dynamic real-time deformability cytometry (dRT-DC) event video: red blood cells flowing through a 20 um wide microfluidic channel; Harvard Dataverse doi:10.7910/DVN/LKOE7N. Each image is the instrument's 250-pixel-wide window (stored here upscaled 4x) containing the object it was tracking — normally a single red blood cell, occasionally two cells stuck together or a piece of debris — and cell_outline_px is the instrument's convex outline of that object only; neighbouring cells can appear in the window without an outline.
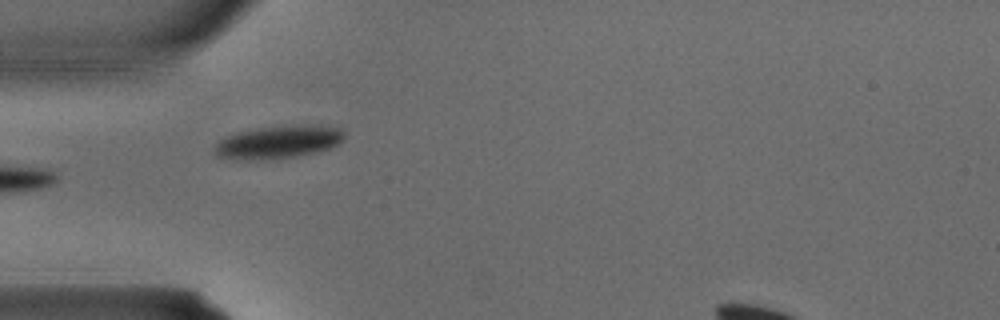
{"species": "common noctule bat (a hibernating species)", "species_latin": "Nyctalus noctula", "temperature_condition": "warm", "stored_images_in_passage": 3, "camera_frame_rate_fps": 3000, "um_per_image_px": 0.085, "animal": {"sex": "male", "body_mass_g": 15.6}, "frame": {"image": 1, "passage_image": 3, "time_ms": 0.667, "image_size_px": [1000, 320], "cell_outline_px": [[344, 140], [328, 148], [316, 152], [292, 156], [252, 160], [236, 160], [216, 156], [212, 148], [220, 140], [236, 132], [260, 128], [320, 124], [344, 128]], "centroid_in_image_um": [23.66, 12.07], "position_along_channel_um": 61.3, "area_um2": 24.68}}